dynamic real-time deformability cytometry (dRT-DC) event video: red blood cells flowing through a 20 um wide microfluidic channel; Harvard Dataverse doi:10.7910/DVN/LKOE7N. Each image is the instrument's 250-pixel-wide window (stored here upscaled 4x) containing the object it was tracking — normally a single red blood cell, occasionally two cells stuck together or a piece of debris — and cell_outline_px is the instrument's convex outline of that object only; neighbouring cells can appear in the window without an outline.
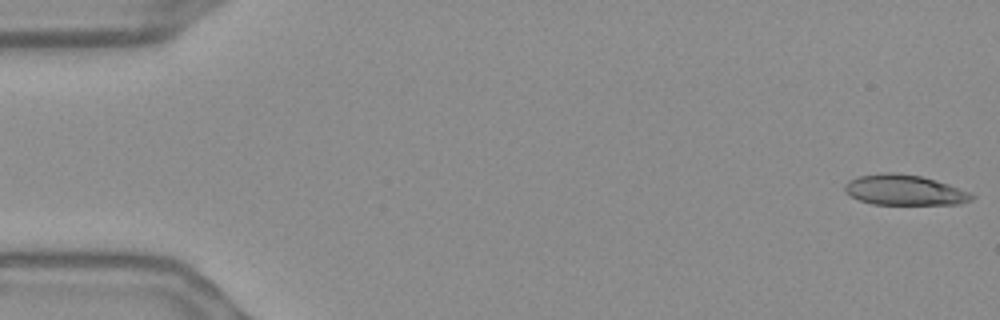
{"species": "Egyptian fruit bat (a non-hibernating species)", "species_latin": "Rousettus aegyptiacus", "temperature_condition": "warm", "stored_images_in_passage": 55, "camera_frame_rate_fps": 3000, "um_per_image_px": 0.085, "frame": {"image": 1, "passage_image": 1, "time_ms": 0.0, "image_size_px": [1000, 320], "cell_outline_px": [[976, 196], [972, 200], [960, 204], [872, 204], [860, 200], [844, 192], [844, 184], [848, 180], [856, 176], [880, 172], [896, 172], [920, 176], [936, 180], [948, 184], [968, 192]], "centroid_in_image_um": [76.83, 16.14], "position_along_channel_um": 8.2, "area_um2": 22.6}}
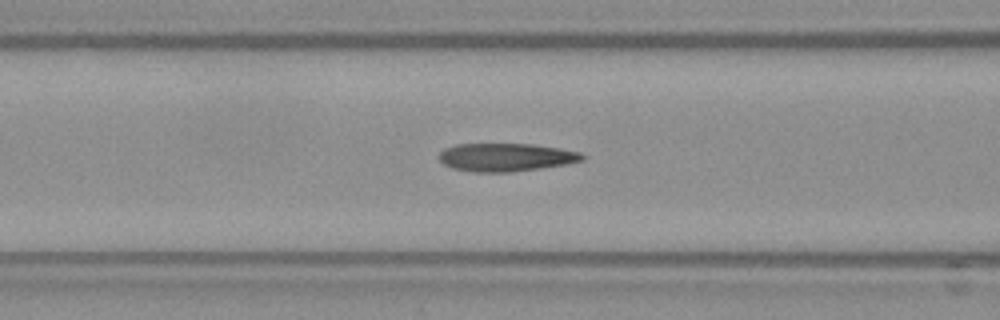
{"frame": {"image": 2, "passage_image": 22, "time_ms": 7.0, "image_size_px": [1000, 320], "cell_outline_px": [[584, 160], [568, 164], [508, 172], [476, 172], [452, 168], [444, 164], [436, 156], [444, 148], [456, 144], [532, 144], [560, 148], [580, 152], [584, 156]], "centroid_in_image_um": [42.98, 13.36], "position_along_channel_um": 123.6, "area_um2": 23.47}}
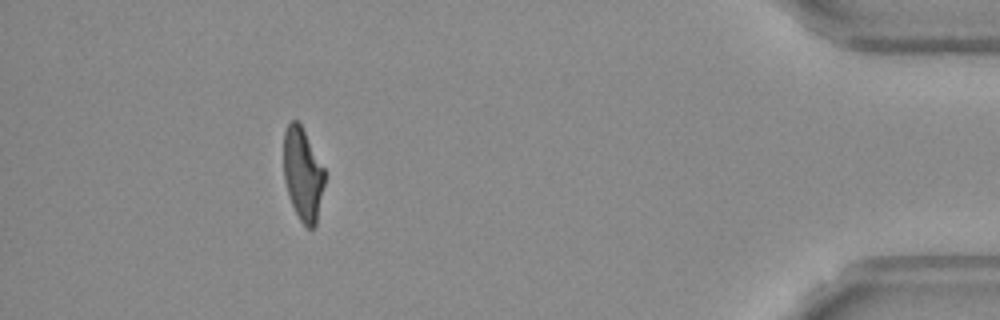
{"frame": {"image": 3, "passage_image": 50, "time_ms": 16.333, "image_size_px": [1000, 320], "cell_outline_px": [[324, 184], [316, 228], [308, 228], [300, 220], [292, 204], [284, 180], [284, 132], [288, 124], [292, 120], [296, 120], [300, 124], [324, 168]], "centroid_in_image_um": [25.74, 14.83], "position_along_channel_um": 409.5, "area_um2": 21.85}, "authors_computed_cell_mechanics": {"area_um2": 23.5246, "velocity_mm_per_s": 3.6703, "shape_relaxation_time_tau1_ms": 7.6952, "shape_relaxation_time_tau2_ms": 2.0323, "deformation_change_tau1": 0.279, "deformation_change_tau2": 0.1318}}